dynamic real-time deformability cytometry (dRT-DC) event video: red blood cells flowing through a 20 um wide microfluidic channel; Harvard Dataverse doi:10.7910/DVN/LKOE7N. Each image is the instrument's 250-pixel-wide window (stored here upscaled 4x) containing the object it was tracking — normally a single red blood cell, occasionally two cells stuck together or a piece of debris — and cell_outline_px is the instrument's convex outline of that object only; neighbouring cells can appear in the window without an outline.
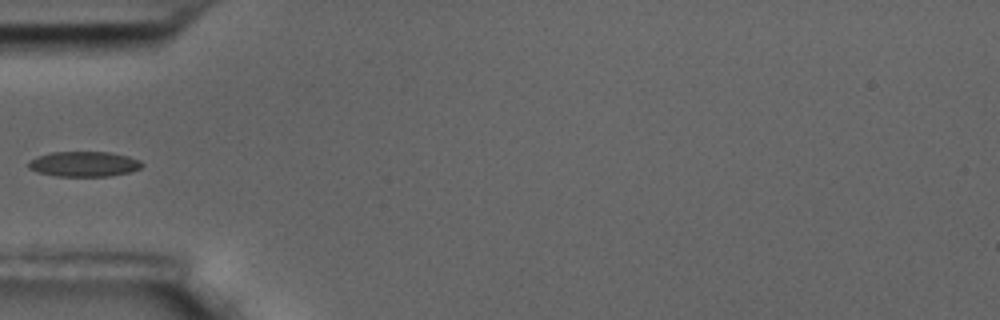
{"species": "common noctule bat (a hibernating species)", "species_latin": "Nyctalus noctula", "temperature_condition": "room temperature", "stored_images_in_passage": 15, "segment_of_instrument_passage": [2, 2], "camera_frame_rate_fps": 3000, "um_per_image_px": 0.085, "animal": {"sex": "male", "body_mass_g": 17.5, "forearm_length_mm": 52.3}, "frame": {"image": 1, "passage_image": 5, "time_ms": 1.333, "image_size_px": [1000, 320], "cell_outline_px": [[144, 164], [140, 168], [128, 172], [108, 176], [56, 176], [36, 172], [28, 168], [28, 160], [36, 156], [52, 152], [108, 152], [128, 156], [140, 160]], "centroid_in_image_um": [7.09, 13.94], "position_along_channel_um": 77.9, "area_um2": 16.7}}
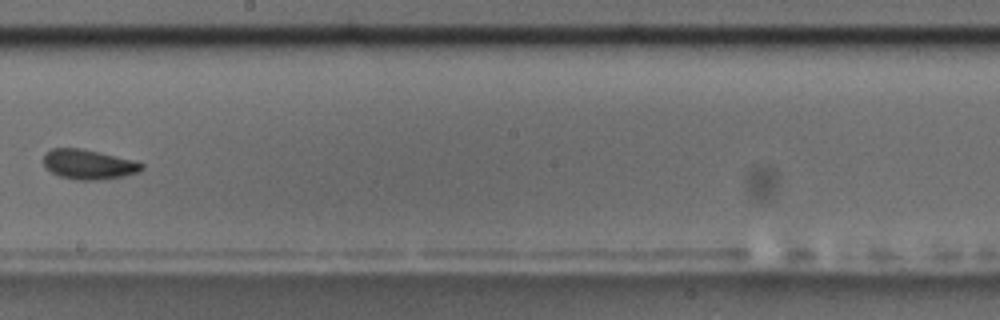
{"frame": {"image": 2, "passage_image": 9, "time_ms": 2.667, "image_size_px": [1000, 320], "cell_outline_px": [[144, 168], [140, 172], [124, 176], [100, 180], [80, 180], [60, 176], [52, 172], [44, 164], [44, 152], [52, 148], [80, 148], [132, 160], [144, 164]], "centroid_in_image_um": [7.54, 13.97], "position_along_channel_um": 240.7, "area_um2": 16.88}}
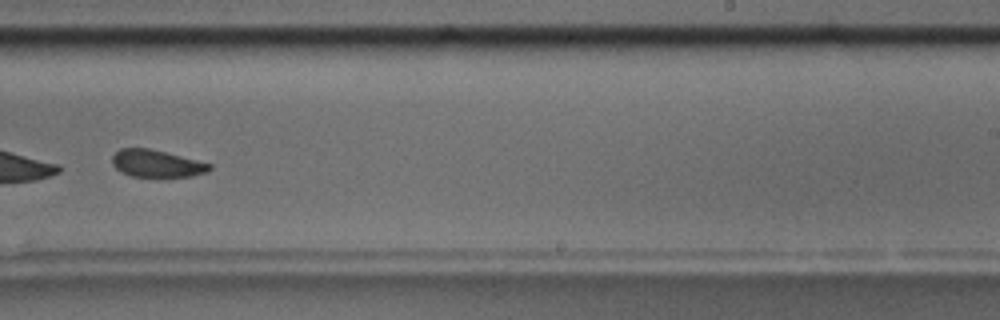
{"frame": {"image": 3, "passage_image": 10, "time_ms": 3.0, "image_size_px": [1000, 320], "cell_outline_px": [[212, 168], [208, 172], [192, 176], [132, 176], [120, 172], [112, 164], [112, 156], [120, 148], [148, 148], [212, 164]], "centroid_in_image_um": [13.3, 13.9], "position_along_channel_um": 275.7, "area_um2": 15.26}}